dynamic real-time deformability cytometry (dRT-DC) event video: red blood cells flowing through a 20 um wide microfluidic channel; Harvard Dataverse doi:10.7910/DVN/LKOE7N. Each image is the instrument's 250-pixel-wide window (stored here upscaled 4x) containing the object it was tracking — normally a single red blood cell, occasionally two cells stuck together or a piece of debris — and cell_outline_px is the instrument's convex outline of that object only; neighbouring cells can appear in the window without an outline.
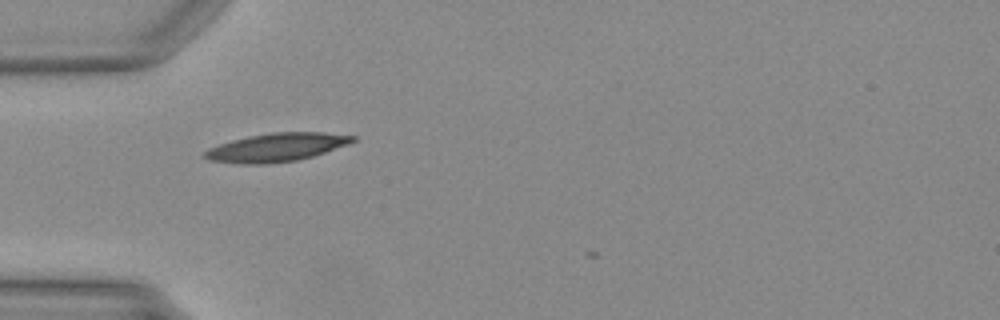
{"species": "Egyptian fruit bat (a non-hibernating species)", "species_latin": "Rousettus aegyptiacus", "temperature_condition": "warm", "stored_images_in_passage": 26, "camera_frame_rate_fps": 3000, "um_per_image_px": 0.085, "animal": {"sex": "female"}, "frame": {"image": 1, "passage_image": 1, "time_ms": 0.0, "image_size_px": [1000, 320], "cell_outline_px": [[356, 140], [348, 144], [312, 156], [296, 160], [268, 164], [236, 164], [208, 160], [200, 156], [208, 148], [232, 140], [248, 136], [272, 132], [324, 132], [356, 136]], "centroid_in_image_um": [23.45, 12.53], "position_along_channel_um": 61.5, "area_um2": 24.57}}
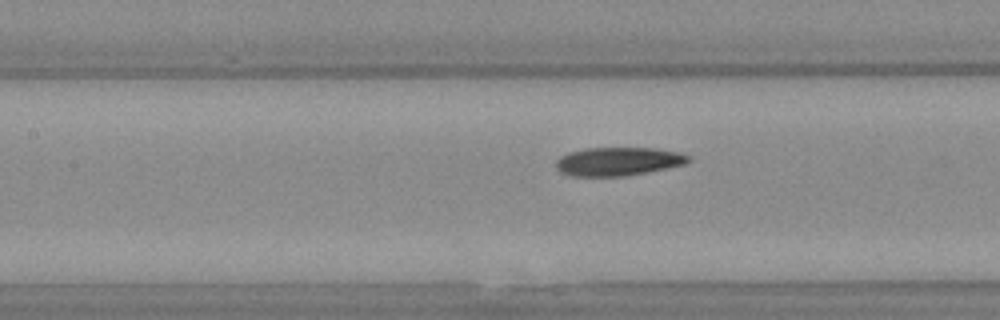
{"frame": {"image": 2, "passage_image": 8, "time_ms": 2.333, "image_size_px": [1000, 320], "cell_outline_px": [[692, 160], [684, 164], [624, 176], [568, 176], [560, 172], [556, 168], [556, 160], [560, 156], [568, 152], [588, 148], [656, 148], [680, 152], [692, 156]], "centroid_in_image_um": [52.53, 13.71], "position_along_channel_um": 154.9, "area_um2": 22.02}}
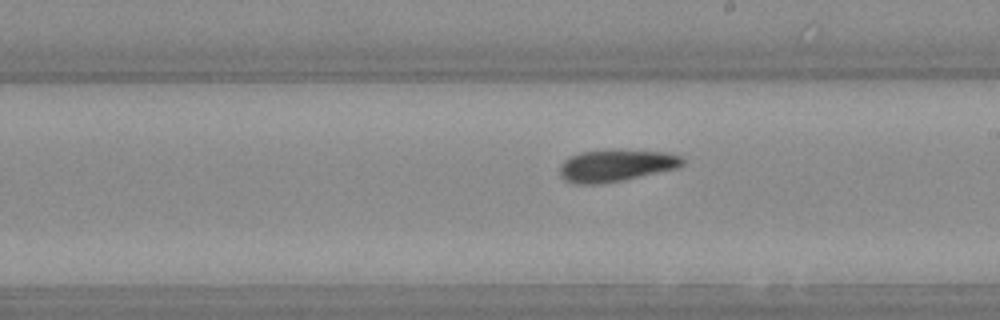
{"frame": {"image": 3, "passage_image": 14, "time_ms": 4.333, "image_size_px": [1000, 320], "cell_outline_px": [[684, 164], [676, 168], [624, 180], [600, 184], [576, 184], [564, 180], [560, 176], [560, 164], [564, 160], [580, 152], [608, 148], [612, 148], [664, 152], [680, 156], [684, 160]], "centroid_in_image_um": [52.32, 14.05], "position_along_channel_um": 236.7, "area_um2": 23.29}}